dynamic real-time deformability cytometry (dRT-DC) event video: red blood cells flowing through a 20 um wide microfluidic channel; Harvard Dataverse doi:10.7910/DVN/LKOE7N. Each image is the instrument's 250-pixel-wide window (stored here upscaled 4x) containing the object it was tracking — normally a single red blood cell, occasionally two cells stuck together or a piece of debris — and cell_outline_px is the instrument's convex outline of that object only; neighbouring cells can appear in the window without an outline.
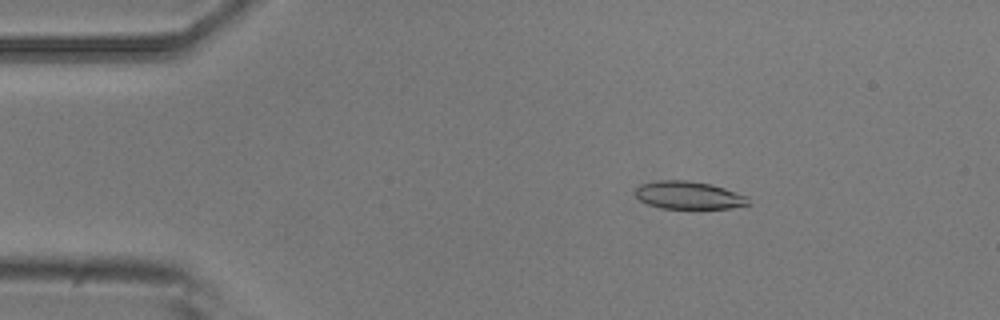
{"species": "common noctule bat (a hibernating species)", "species_latin": "Nyctalus noctula", "temperature_condition": "room temperature", "stored_images_in_passage": 5, "camera_frame_rate_fps": 3000, "um_per_image_px": 0.085, "animal": {"sex": "male", "body_mass_g": 20.5, "forearm_length_mm": 52.5}, "frame": {"image": 1, "passage_image": 3, "time_ms": 0.667, "image_size_px": [1000, 320], "cell_outline_px": [[752, 204], [728, 208], [660, 208], [648, 204], [640, 200], [636, 196], [636, 188], [640, 184], [664, 180], [688, 180], [712, 184], [748, 196]], "centroid_in_image_um": [58.57, 16.59], "position_along_channel_um": 26.4, "area_um2": 18.26}}
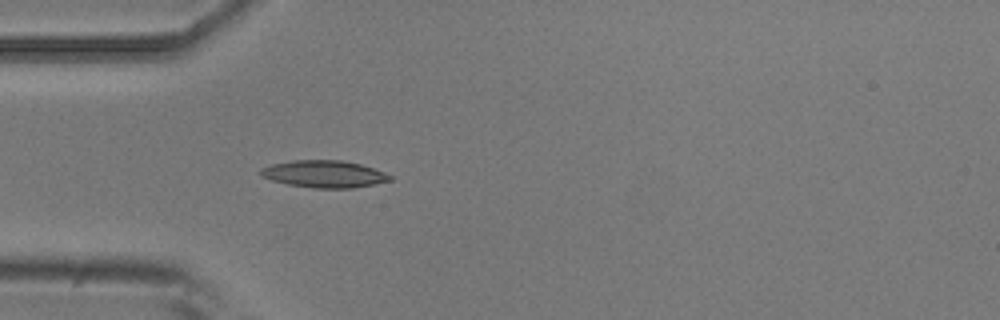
{"frame": {"image": 2, "passage_image": 5, "time_ms": 1.333, "image_size_px": [1000, 320], "cell_outline_px": [[392, 180], [352, 188], [312, 188], [288, 184], [272, 180], [264, 176], [260, 172], [260, 168], [272, 164], [292, 160], [340, 160], [360, 164], [384, 172], [392, 176]], "centroid_in_image_um": [27.55, 14.79], "position_along_channel_um": 57.4, "area_um2": 20.23}}